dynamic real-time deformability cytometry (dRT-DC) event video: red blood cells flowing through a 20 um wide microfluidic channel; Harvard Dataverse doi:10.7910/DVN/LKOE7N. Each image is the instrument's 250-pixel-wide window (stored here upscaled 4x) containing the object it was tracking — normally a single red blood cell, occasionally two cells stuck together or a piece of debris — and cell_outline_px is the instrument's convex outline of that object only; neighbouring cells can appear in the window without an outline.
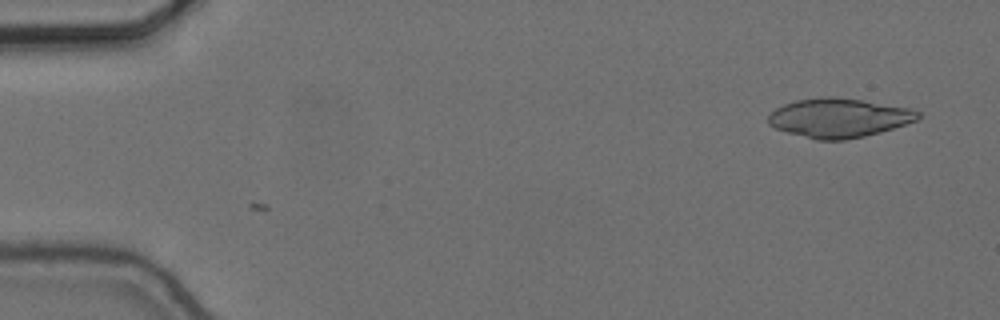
{"species": "common noctule bat (a hibernating species)", "species_latin": "Nyctalus noctula", "temperature_condition": "cold", "stored_images_in_passage": 8, "camera_frame_rate_fps": 3000, "um_per_image_px": 0.085, "animal": {"sex": "female", "body_mass_g": 24.6, "forearm_length_mm": 56.2}, "frame": {"image": 1, "passage_image": 8, "time_ms": 2.333, "image_size_px": [1000, 320], "cell_outline_px": [[920, 116], [916, 120], [880, 132], [864, 136], [844, 140], [816, 140], [788, 132], [776, 128], [768, 124], [768, 116], [776, 108], [784, 104], [796, 100], [824, 96], [832, 96], [864, 100], [912, 108], [920, 112]], "centroid_in_image_um": [71.31, 10.0], "position_along_channel_um": 13.7, "area_um2": 34.1}}